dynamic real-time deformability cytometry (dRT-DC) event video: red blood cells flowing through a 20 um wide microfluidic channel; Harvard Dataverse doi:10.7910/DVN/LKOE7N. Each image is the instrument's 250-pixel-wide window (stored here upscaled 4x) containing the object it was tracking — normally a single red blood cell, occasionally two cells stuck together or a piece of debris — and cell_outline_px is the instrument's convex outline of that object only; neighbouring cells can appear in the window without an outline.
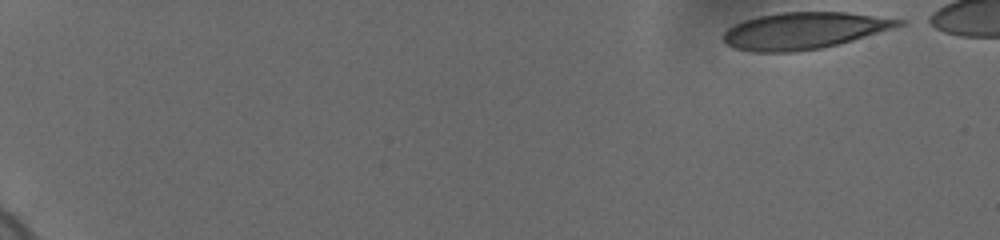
{"species": "human", "species_latin": "Homo sapiens", "temperature_condition": "cold", "stored_images_in_passage": 49, "camera_frame_rate_fps": 3000, "um_per_image_px": 0.085, "donor": {"sex": "female"}, "frame": {"image": 1, "passage_image": 1, "time_ms": 0.0, "image_size_px": [1000, 240], "cell_outline_px": [[908, 24], [852, 40], [820, 48], [796, 52], [752, 52], [736, 48], [728, 44], [720, 36], [728, 28], [744, 20], [760, 16], [780, 12], [844, 12], [908, 20]], "centroid_in_image_um": [68.36, 2.6], "position_along_channel_um": 16.6, "area_um2": 37.4}}
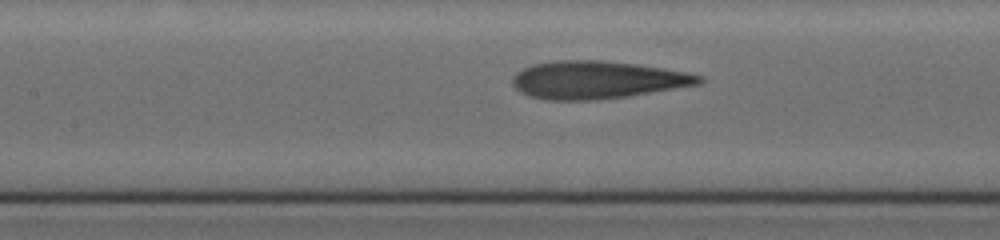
{"frame": {"image": 2, "passage_image": 27, "time_ms": 8.667, "image_size_px": [1000, 240], "cell_outline_px": [[704, 80], [700, 84], [628, 96], [596, 100], [548, 100], [532, 96], [520, 92], [512, 84], [512, 80], [516, 72], [524, 68], [536, 64], [560, 60], [600, 60], [636, 64], [664, 68], [704, 76]], "centroid_in_image_um": [50.78, 6.79], "position_along_channel_um": 156.6, "area_um2": 40.75}}
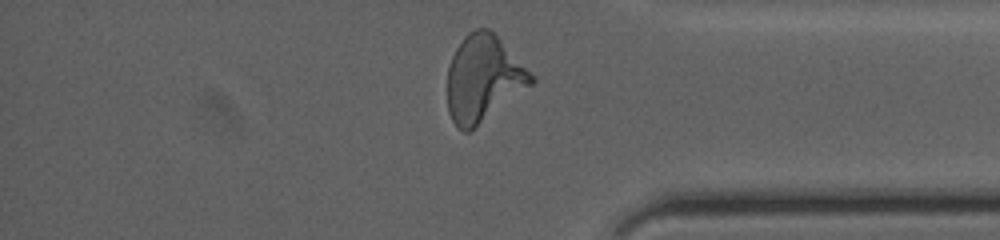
{"frame": {"image": 3, "passage_image": 47, "time_ms": 15.333, "image_size_px": [1000, 240], "cell_outline_px": [[536, 80], [532, 84], [468, 132], [464, 132], [452, 120], [448, 112], [448, 68], [452, 56], [456, 48], [464, 36], [468, 32], [476, 28], [488, 28], [536, 76]], "centroid_in_image_um": [41.08, 6.65], "position_along_channel_um": 394.1, "area_um2": 41.5}, "authors_computed_cell_mechanics": {"area_um2": 39.7664, "velocity_mm_per_s": 3.6783, "shape_relaxation_time_tau1_ms": 5.6802, "shape_relaxation_time_tau2_ms": 1.459, "deformation_change_tau1": 0.2482, "deformation_change_tau2": 0.1255}}